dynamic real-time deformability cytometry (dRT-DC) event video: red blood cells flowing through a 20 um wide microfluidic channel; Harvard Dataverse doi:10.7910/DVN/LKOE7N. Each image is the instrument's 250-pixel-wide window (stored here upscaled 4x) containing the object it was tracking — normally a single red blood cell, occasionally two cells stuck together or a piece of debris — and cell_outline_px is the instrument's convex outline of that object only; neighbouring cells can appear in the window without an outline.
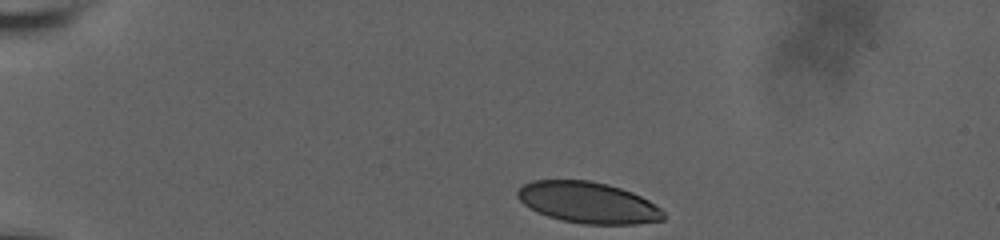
{"species": "human", "species_latin": "Homo sapiens", "temperature_condition": "room temperature", "stored_images_in_passage": 81, "camera_frame_rate_fps": 3000, "um_per_image_px": 0.085, "donor": {"sex": "male"}, "frame": {"image": 1, "passage_image": 1, "time_ms": 0.0, "image_size_px": [1000, 240], "cell_outline_px": [[664, 220], [636, 224], [584, 224], [560, 220], [536, 212], [524, 204], [516, 196], [516, 192], [524, 184], [532, 180], [588, 180], [608, 184], [632, 192], [648, 200], [660, 208], [664, 212]], "centroid_in_image_um": [49.97, 17.22], "position_along_channel_um": 35.0, "area_um2": 35.08}}
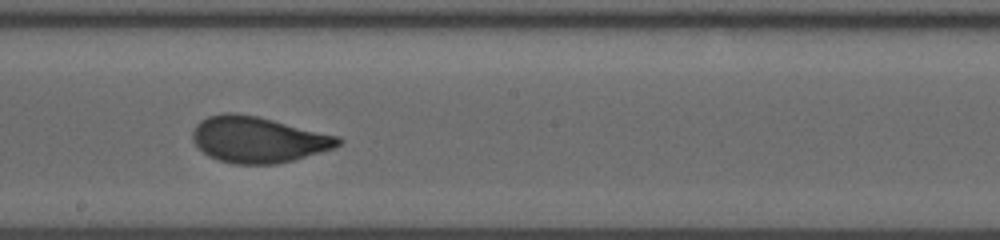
{"frame": {"image": 2, "passage_image": 45, "time_ms": 7.333, "image_size_px": [1000, 240], "cell_outline_px": [[344, 140], [336, 148], [292, 160], [276, 164], [232, 164], [216, 160], [208, 156], [192, 140], [192, 132], [196, 124], [200, 120], [208, 116], [224, 112], [236, 112], [256, 116], [340, 136]], "centroid_in_image_um": [21.94, 11.86], "position_along_channel_um": 226.3, "area_um2": 39.25}}
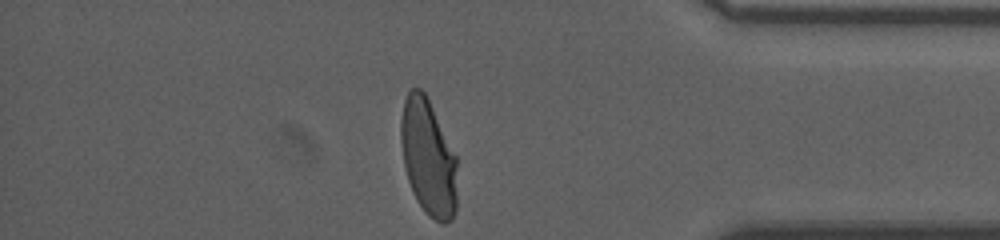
{"frame": {"image": 3, "passage_image": 79, "time_ms": 12.667, "image_size_px": [1000, 240], "cell_outline_px": [[456, 208], [452, 220], [444, 224], [428, 216], [424, 212], [416, 200], [412, 192], [408, 180], [404, 164], [400, 140], [400, 120], [404, 100], [408, 92], [412, 88], [420, 88], [424, 92], [456, 156]], "centroid_in_image_um": [36.38, 13.42], "position_along_channel_um": 398.8, "area_um2": 38.03}, "authors_computed_cell_mechanics": {"area_um2": 38.7838, "velocity_mm_per_s": 3.6445, "shape_relaxation_time_tau1_ms": 6.6369, "shape_relaxation_time_tau2_ms": null, "deformation_change_tau1": 0.2006, "deformation_change_tau2": null}}